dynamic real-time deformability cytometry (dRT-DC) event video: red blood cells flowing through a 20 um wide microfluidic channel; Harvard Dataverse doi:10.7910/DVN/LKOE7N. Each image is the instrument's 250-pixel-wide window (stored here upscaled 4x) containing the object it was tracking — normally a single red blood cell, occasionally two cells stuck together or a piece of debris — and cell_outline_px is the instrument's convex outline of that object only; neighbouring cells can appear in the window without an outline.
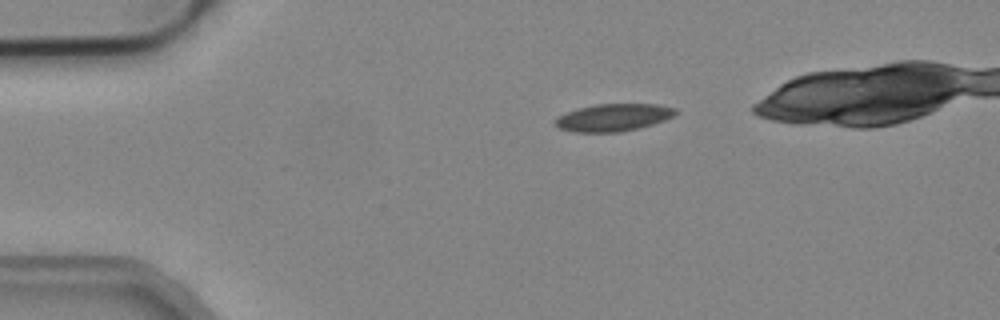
{"species": "common noctule bat (a hibernating species)", "species_latin": "Nyctalus noctula", "temperature_condition": "cold", "stored_images_in_passage": 4, "camera_frame_rate_fps": 3000, "um_per_image_px": 0.085, "animal": {"sex": "male", "body_mass_g": 19.2, "forearm_length_mm": 51.8}, "frame": {"image": 1, "passage_image": 1, "time_ms": 0.0, "image_size_px": [1000, 320], "cell_outline_px": [[680, 112], [664, 120], [640, 128], [620, 132], [572, 132], [560, 128], [556, 124], [556, 120], [560, 116], [576, 108], [596, 104], [656, 104], [676, 108]], "centroid_in_image_um": [52.18, 9.98], "position_along_channel_um": 32.8, "area_um2": 19.13}}